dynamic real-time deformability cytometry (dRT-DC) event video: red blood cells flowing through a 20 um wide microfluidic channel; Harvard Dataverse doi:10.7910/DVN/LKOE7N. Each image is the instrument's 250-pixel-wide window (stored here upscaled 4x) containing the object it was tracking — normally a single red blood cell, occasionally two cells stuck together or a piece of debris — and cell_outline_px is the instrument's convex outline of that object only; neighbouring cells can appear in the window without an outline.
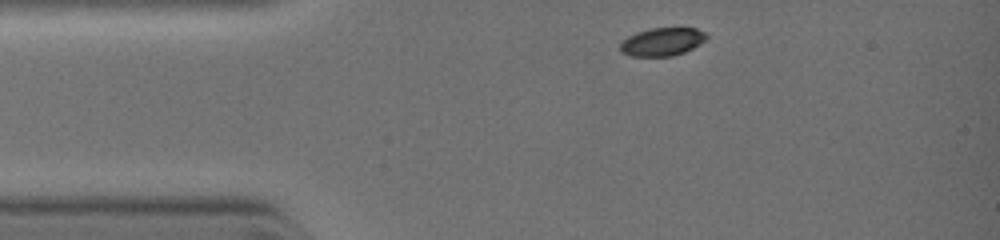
{"species": "common noctule bat (a hibernating species)", "species_latin": "Nyctalus noctula", "temperature_condition": "warm", "stored_images_in_passage": 48, "camera_frame_rate_fps": 3000, "um_per_image_px": 0.085, "animal": {"sex": "female", "body_mass_g": 19.0, "forearm_length_mm": 51.5}, "frame": {"image": 1, "passage_image": 1, "time_ms": 0.0, "image_size_px": [1000, 240], "cell_outline_px": [[708, 36], [700, 44], [684, 52], [672, 56], [628, 56], [620, 52], [620, 44], [628, 36], [636, 32], [652, 28], [696, 28], [704, 32]], "centroid_in_image_um": [56.26, 3.55], "position_along_channel_um": 28.7, "area_um2": 14.1}}
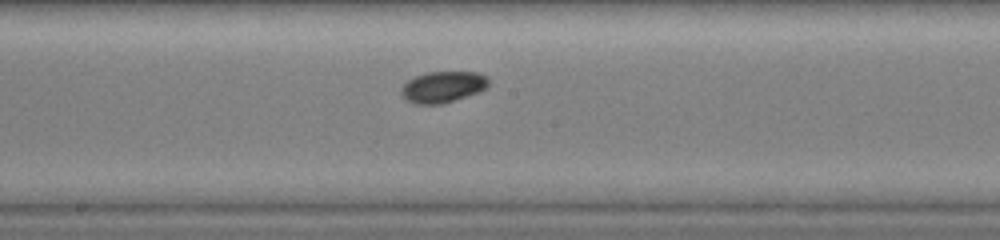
{"frame": {"image": 2, "passage_image": 28, "time_ms": 4.0, "image_size_px": [1000, 240], "cell_outline_px": [[488, 84], [484, 88], [476, 92], [440, 104], [412, 104], [404, 100], [400, 96], [400, 88], [408, 80], [416, 76], [428, 72], [476, 72], [488, 76]], "centroid_in_image_um": [37.56, 7.39], "position_along_channel_um": 210.6, "area_um2": 15.78}}
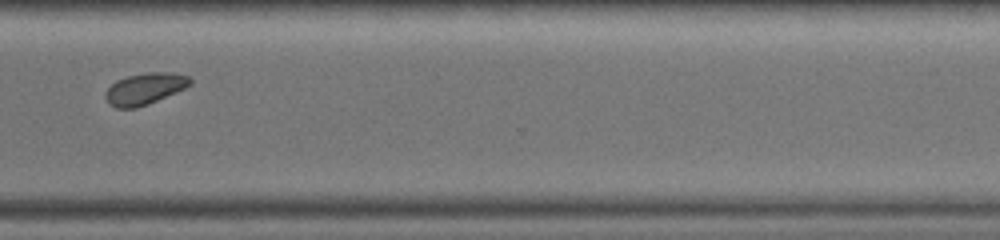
{"frame": {"image": 3, "passage_image": 47, "time_ms": 6.667, "image_size_px": [1000, 240], "cell_outline_px": [[192, 84], [184, 88], [156, 100], [136, 108], [116, 108], [108, 104], [104, 96], [104, 92], [116, 80], [124, 76], [144, 72], [172, 72], [188, 76], [192, 80]], "centroid_in_image_um": [12.26, 7.52], "position_along_channel_um": 358.3, "area_um2": 15.61}}